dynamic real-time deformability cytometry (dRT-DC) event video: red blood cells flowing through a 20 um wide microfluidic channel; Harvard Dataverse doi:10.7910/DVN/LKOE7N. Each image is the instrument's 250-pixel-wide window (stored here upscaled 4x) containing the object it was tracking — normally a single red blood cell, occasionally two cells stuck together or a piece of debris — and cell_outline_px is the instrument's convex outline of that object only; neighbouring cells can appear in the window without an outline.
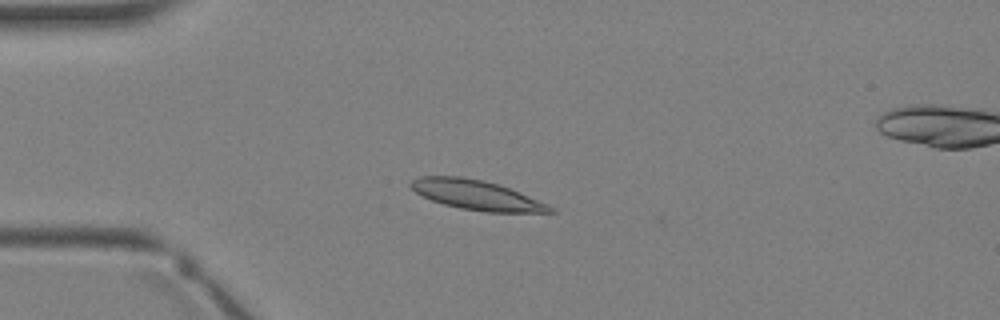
{"species": "Egyptian fruit bat (a non-hibernating species)", "species_latin": "Rousettus aegyptiacus", "temperature_condition": "warm", "stored_images_in_passage": 3, "camera_frame_rate_fps": 3000, "um_per_image_px": 0.085, "animal": {"sex": "female"}, "frame": {"image": 1, "passage_image": 2, "time_ms": 1.0, "image_size_px": [1000, 320], "cell_outline_px": [[556, 212], [488, 212], [460, 208], [444, 204], [432, 200], [416, 192], [408, 184], [412, 180], [420, 176], [460, 176], [484, 180], [500, 184], [548, 204], [556, 208]], "centroid_in_image_um": [40.52, 16.57], "position_along_channel_um": 44.5, "area_um2": 23.99}}